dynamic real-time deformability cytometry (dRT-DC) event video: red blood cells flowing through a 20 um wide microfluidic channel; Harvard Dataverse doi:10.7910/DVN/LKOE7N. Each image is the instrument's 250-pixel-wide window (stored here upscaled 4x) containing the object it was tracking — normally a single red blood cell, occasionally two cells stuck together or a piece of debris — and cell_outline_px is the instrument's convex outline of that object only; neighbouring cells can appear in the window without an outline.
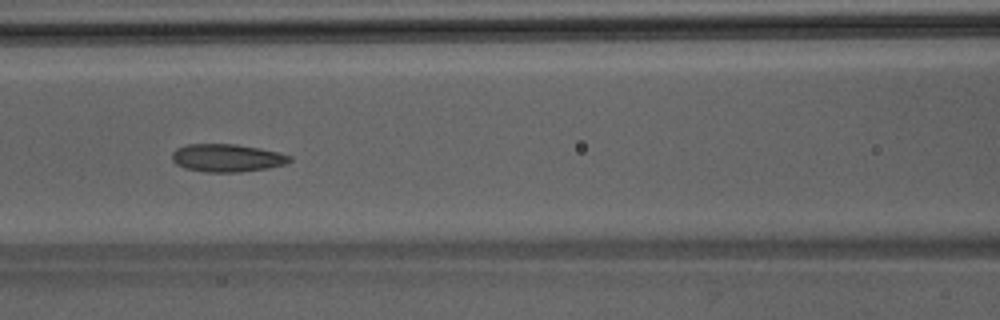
{"species": "Egyptian fruit bat (a non-hibernating species)", "species_latin": "Rousettus aegyptiacus", "temperature_condition": "room temperature", "stored_images_in_passage": 42, "segment_of_instrument_passage": [1, 2], "camera_frame_rate_fps": 3000, "um_per_image_px": 0.085, "animal": {"sex": "male"}, "frame": {"image": 1, "passage_image": 14, "time_ms": 4.333, "image_size_px": [1000, 320], "cell_outline_px": [[292, 160], [288, 164], [268, 168], [240, 172], [204, 172], [184, 168], [176, 164], [172, 160], [172, 152], [176, 148], [188, 144], [236, 144], [260, 148], [280, 152], [292, 156]], "centroid_in_image_um": [19.32, 13.42], "position_along_channel_um": 147.3, "area_um2": 19.36}}
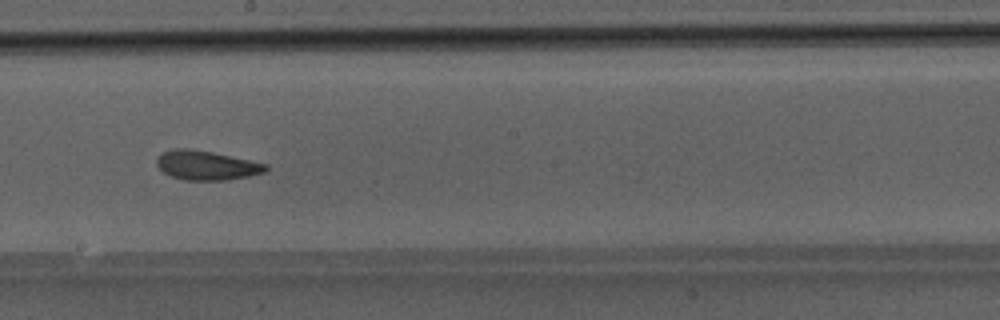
{"frame": {"image": 2, "passage_image": 20, "time_ms": 6.333, "image_size_px": [1000, 320], "cell_outline_px": [[268, 172], [228, 180], [184, 180], [172, 176], [164, 172], [156, 164], [156, 160], [164, 152], [172, 148], [188, 148], [212, 152], [268, 164]], "centroid_in_image_um": [17.59, 14.05], "position_along_channel_um": 230.6, "area_um2": 18.55}}
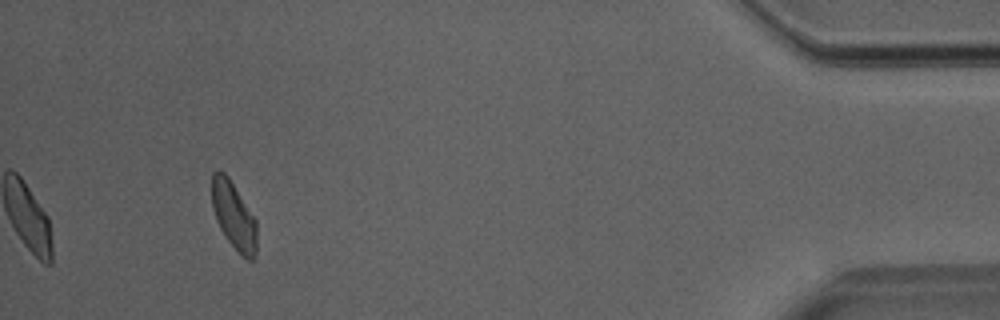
{"frame": {"image": 3, "passage_image": 38, "time_ms": 12.333, "image_size_px": [1000, 320], "cell_outline_px": [[256, 256], [252, 260], [248, 260], [228, 240], [220, 228], [216, 220], [212, 208], [212, 172], [216, 168], [220, 168], [228, 176], [256, 220]], "centroid_in_image_um": [19.84, 18.27], "position_along_channel_um": 415.4, "area_um2": 17.51}}